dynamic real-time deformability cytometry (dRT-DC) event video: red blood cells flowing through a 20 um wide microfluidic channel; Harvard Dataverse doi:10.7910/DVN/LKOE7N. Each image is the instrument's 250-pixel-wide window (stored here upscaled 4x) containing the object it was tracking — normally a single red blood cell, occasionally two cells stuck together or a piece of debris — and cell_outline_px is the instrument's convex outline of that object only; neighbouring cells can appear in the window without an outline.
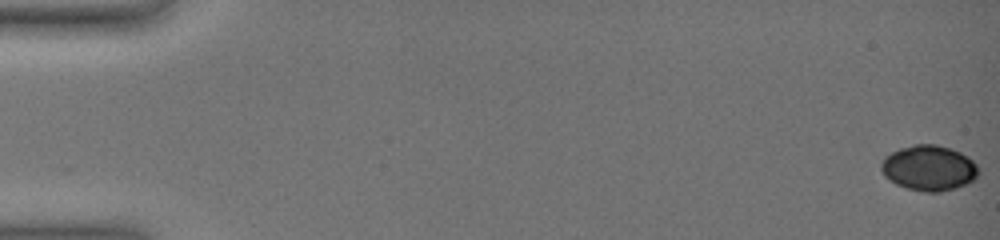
{"species": "common noctule bat (a hibernating species)", "species_latin": "Nyctalus noctula", "temperature_condition": "warm", "stored_images_in_passage": 44, "camera_frame_rate_fps": 3000, "um_per_image_px": 0.085, "animal": {"sex": "female", "body_mass_g": 19.0, "forearm_length_mm": 51.5}, "frame": {"image": 1, "passage_image": 1, "time_ms": 0.0, "image_size_px": [1000, 240], "cell_outline_px": [[980, 172], [968, 184], [956, 188], [940, 192], [924, 192], [908, 188], [896, 184], [888, 180], [884, 176], [880, 168], [880, 164], [884, 156], [900, 148], [916, 144], [936, 144], [960, 152], [968, 156], [976, 164]], "centroid_in_image_um": [78.94, 14.28], "position_along_channel_um": 6.1, "area_um2": 25.89}}
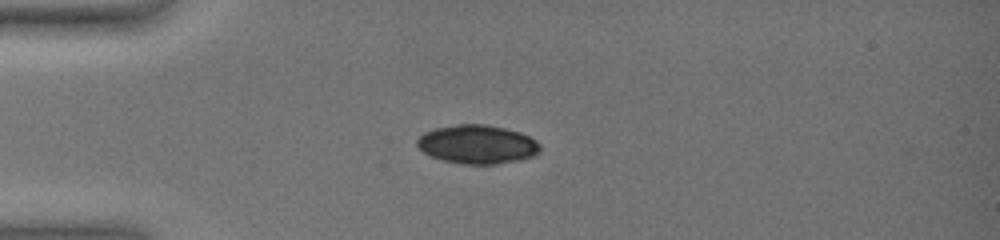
{"frame": {"image": 2, "passage_image": 28, "time_ms": 5.333, "image_size_px": [1000, 240], "cell_outline_px": [[540, 152], [532, 156], [520, 160], [496, 164], [460, 164], [444, 160], [432, 156], [424, 152], [416, 144], [416, 140], [424, 132], [436, 128], [456, 124], [484, 124], [504, 128], [520, 132], [536, 140], [540, 144]], "centroid_in_image_um": [40.58, 12.27], "position_along_channel_um": 44.4, "area_um2": 27.74}}
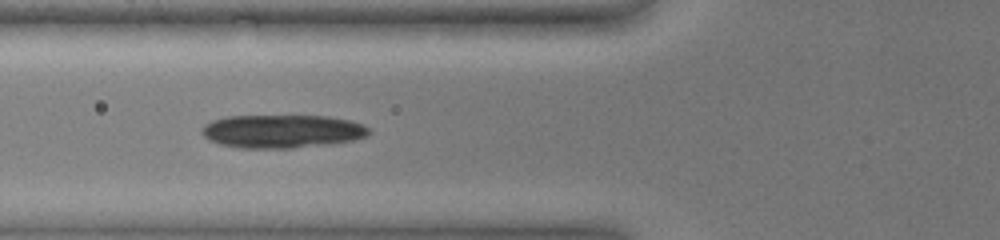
{"frame": {"image": 3, "passage_image": 43, "time_ms": 7.667, "image_size_px": [1000, 240], "cell_outline_px": [[372, 132], [368, 136], [352, 140], [332, 144], [292, 148], [240, 148], [220, 144], [208, 140], [200, 132], [200, 128], [204, 124], [212, 120], [224, 116], [328, 116], [352, 120], [364, 124]], "centroid_in_image_um": [23.98, 11.16], "position_along_channel_um": 101.8, "area_um2": 32.89}}